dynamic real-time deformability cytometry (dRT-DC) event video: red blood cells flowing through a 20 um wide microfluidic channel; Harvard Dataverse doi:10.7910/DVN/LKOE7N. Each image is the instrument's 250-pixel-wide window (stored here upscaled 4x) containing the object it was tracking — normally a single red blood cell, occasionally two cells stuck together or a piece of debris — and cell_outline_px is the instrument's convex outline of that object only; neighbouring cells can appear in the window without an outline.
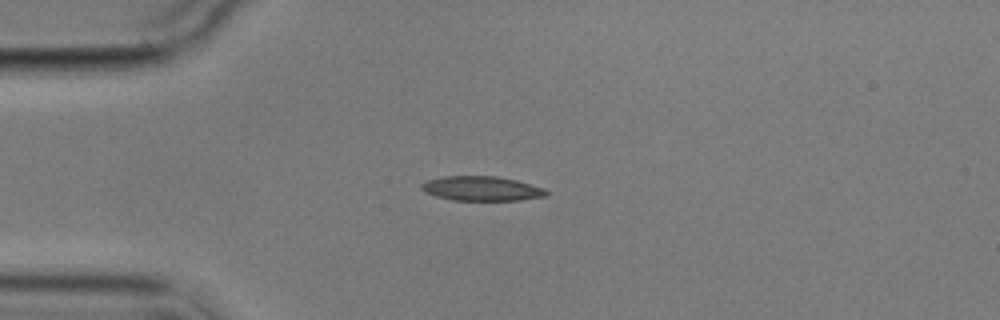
{"species": "common noctule bat (a hibernating species)", "species_latin": "Nyctalus noctula", "temperature_condition": "cold", "stored_images_in_passage": 7, "camera_frame_rate_fps": 3000, "um_per_image_px": 0.085, "animal": {"sex": "male", "body_mass_g": 17.9}, "frame": {"image": 1, "passage_image": 1, "time_ms": 0.0, "image_size_px": [1000, 320], "cell_outline_px": [[548, 196], [520, 200], [452, 200], [436, 196], [420, 188], [420, 184], [428, 180], [444, 176], [496, 176], [516, 180], [544, 188], [548, 192]], "centroid_in_image_um": [40.96, 16.02], "position_along_channel_um": 44.0, "area_um2": 17.74}}
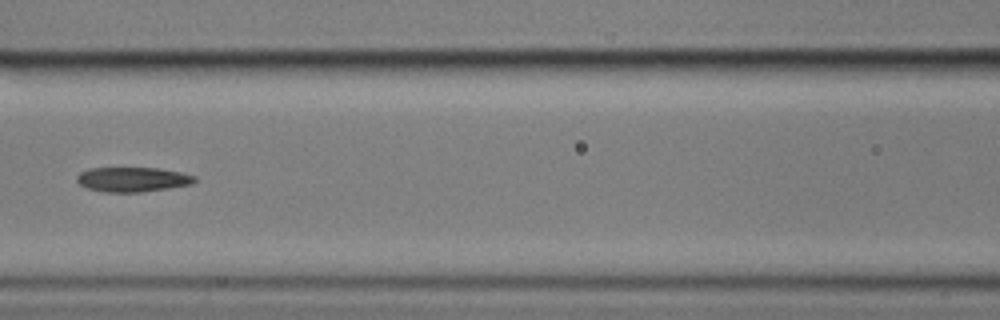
{"frame": {"image": 2, "passage_image": 4, "time_ms": 3.667, "image_size_px": [1000, 320], "cell_outline_px": [[196, 180], [192, 184], [168, 188], [140, 192], [104, 192], [88, 188], [80, 184], [76, 180], [76, 176], [80, 172], [88, 168], [160, 168], [180, 172], [196, 176]], "centroid_in_image_um": [11.26, 15.24], "position_along_channel_um": 155.3, "area_um2": 16.94}}
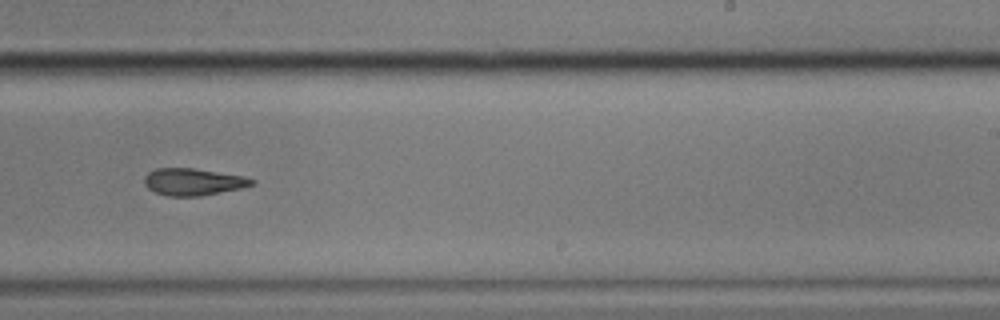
{"frame": {"image": 3, "passage_image": 7, "time_ms": 7.0, "image_size_px": [1000, 320], "cell_outline_px": [[256, 184], [240, 188], [200, 196], [168, 196], [156, 192], [148, 188], [144, 184], [144, 176], [148, 172], [156, 168], [192, 168], [244, 176], [256, 180]], "centroid_in_image_um": [16.41, 15.45], "position_along_channel_um": 272.6, "area_um2": 16.88}}